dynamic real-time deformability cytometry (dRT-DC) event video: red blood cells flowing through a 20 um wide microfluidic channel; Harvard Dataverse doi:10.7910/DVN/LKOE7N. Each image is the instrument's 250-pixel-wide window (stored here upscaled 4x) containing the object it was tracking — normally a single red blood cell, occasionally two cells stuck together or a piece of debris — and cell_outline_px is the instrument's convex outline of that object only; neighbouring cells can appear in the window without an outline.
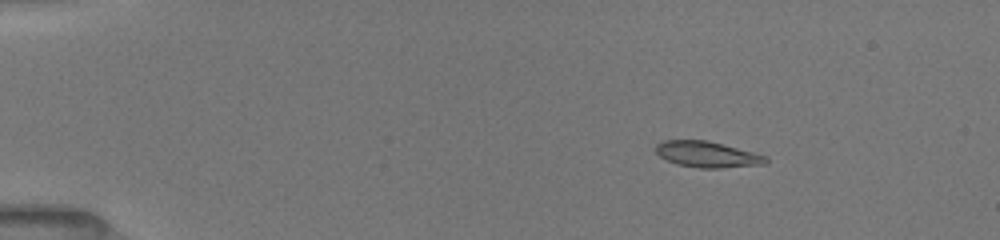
{"species": "common noctule bat (a hibernating species)", "species_latin": "Nyctalus noctula", "temperature_condition": "room temperature", "stored_images_in_passage": 52, "camera_frame_rate_fps": 3000, "um_per_image_px": 0.085, "animal": {"sex": "female", "body_mass_g": 19.5, "forearm_length_mm": 54.1}, "frame": {"image": 1, "passage_image": 8, "time_ms": 2.333, "image_size_px": [1000, 240], "cell_outline_px": [[768, 164], [720, 168], [700, 168], [676, 164], [660, 156], [656, 152], [656, 144], [664, 140], [708, 140], [724, 144], [768, 156]], "centroid_in_image_um": [60.16, 13.12], "position_along_channel_um": 24.8, "area_um2": 16.76}}
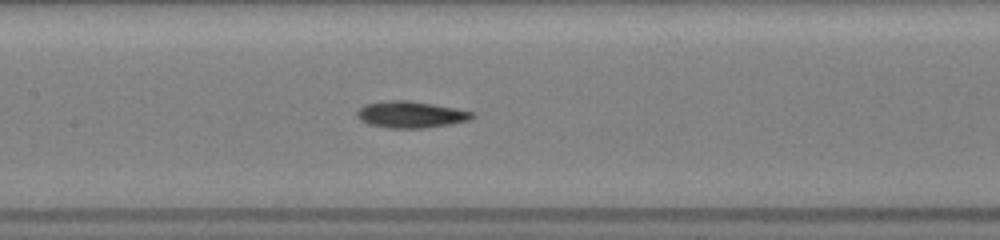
{"frame": {"image": 2, "passage_image": 26, "time_ms": 8.333, "image_size_px": [1000, 240], "cell_outline_px": [[476, 116], [468, 120], [452, 124], [424, 128], [388, 128], [368, 124], [360, 120], [356, 116], [356, 112], [364, 104], [388, 100], [408, 100], [456, 108], [476, 112]], "centroid_in_image_um": [34.92, 9.74], "position_along_channel_um": 172.5, "area_um2": 18.03}}
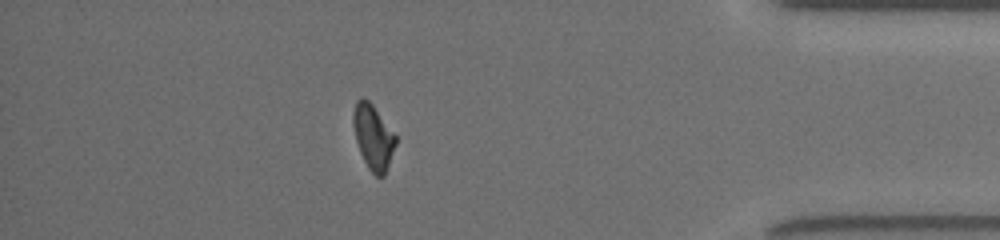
{"frame": {"image": 3, "passage_image": 46, "time_ms": 15.0, "image_size_px": [1000, 240], "cell_outline_px": [[396, 144], [384, 176], [376, 176], [368, 168], [360, 152], [356, 140], [352, 124], [352, 112], [356, 100], [368, 100], [372, 104], [396, 136]], "centroid_in_image_um": [31.7, 11.65], "position_along_channel_um": 403.5, "area_um2": 15.78}, "authors_computed_cell_mechanics": {"area_um2": 16.8776, "velocity_mm_per_s": 3.9781, "shape_relaxation_time_tau1_ms": 8.7504, "shape_relaxation_time_tau2_ms": 8.1698, "deformation_change_tau1": 0.2231, "deformation_change_tau2": 0.1398}}